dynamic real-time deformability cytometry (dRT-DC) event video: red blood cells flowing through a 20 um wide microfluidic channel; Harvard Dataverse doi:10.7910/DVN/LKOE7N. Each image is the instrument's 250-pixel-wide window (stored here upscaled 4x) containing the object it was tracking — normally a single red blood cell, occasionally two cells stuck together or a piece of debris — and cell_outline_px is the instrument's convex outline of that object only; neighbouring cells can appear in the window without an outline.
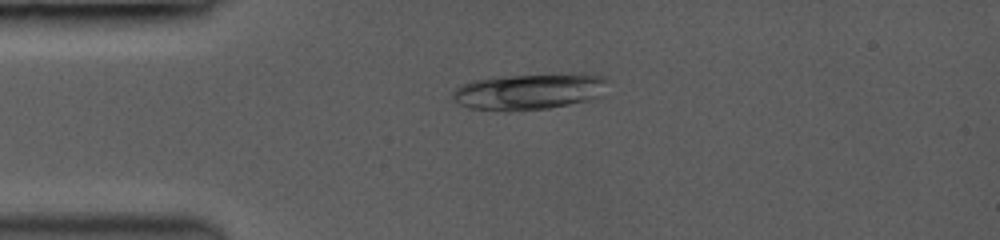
{"species": "common noctule bat (a hibernating species)", "species_latin": "Nyctalus noctula", "temperature_condition": "room temperature", "stored_images_in_passage": 50, "camera_frame_rate_fps": 3500, "um_per_image_px": 0.085, "animal": {"sex": "female", "body_mass_g": 19.0, "forearm_length_mm": 53.3}, "frame": {"image": 1, "passage_image": 4, "time_ms": 0.857, "image_size_px": [1000, 240], "cell_outline_px": [[604, 80], [596, 96], [588, 100], [548, 108], [508, 112], [472, 108], [460, 104], [456, 100], [456, 88], [464, 84], [476, 80], [512, 76], [596, 76]], "centroid_in_image_um": [44.82, 7.84], "position_along_channel_um": 40.2, "area_um2": 30.35}}
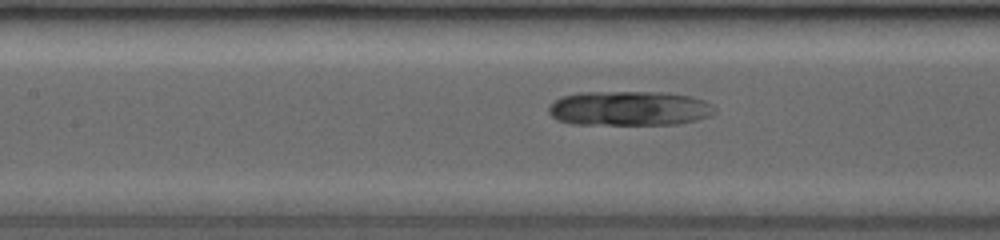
{"frame": {"image": 2, "passage_image": 17, "time_ms": 4.571, "image_size_px": [1000, 240], "cell_outline_px": [[712, 112], [708, 116], [696, 120], [676, 124], [572, 124], [556, 120], [548, 112], [548, 108], [556, 100], [564, 96], [584, 92], [660, 92], [688, 96], [704, 100], [708, 104]], "centroid_in_image_um": [53.41, 9.22], "position_along_channel_um": 154.0, "area_um2": 32.95}}
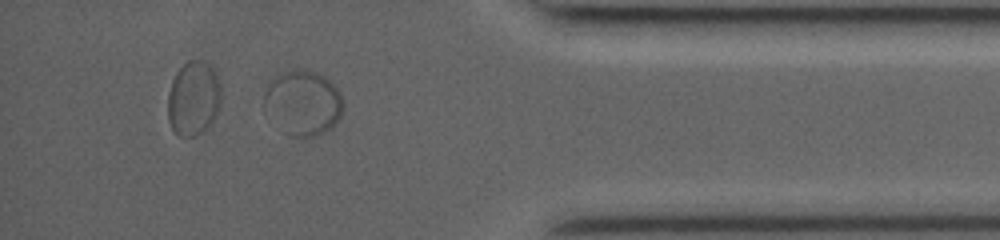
{"frame": {"image": 3, "passage_image": 43, "time_ms": 12.0, "image_size_px": [1000, 240], "cell_outline_px": [[344, 108], [340, 116], [332, 128], [316, 136], [292, 136], [288, 132], [264, 100], [264, 92], [284, 72], [296, 68], [300, 68], [316, 72], [324, 76], [340, 92], [344, 104]], "centroid_in_image_um": [25.9, 8.7], "position_along_channel_um": 409.3, "area_um2": 28.32}}